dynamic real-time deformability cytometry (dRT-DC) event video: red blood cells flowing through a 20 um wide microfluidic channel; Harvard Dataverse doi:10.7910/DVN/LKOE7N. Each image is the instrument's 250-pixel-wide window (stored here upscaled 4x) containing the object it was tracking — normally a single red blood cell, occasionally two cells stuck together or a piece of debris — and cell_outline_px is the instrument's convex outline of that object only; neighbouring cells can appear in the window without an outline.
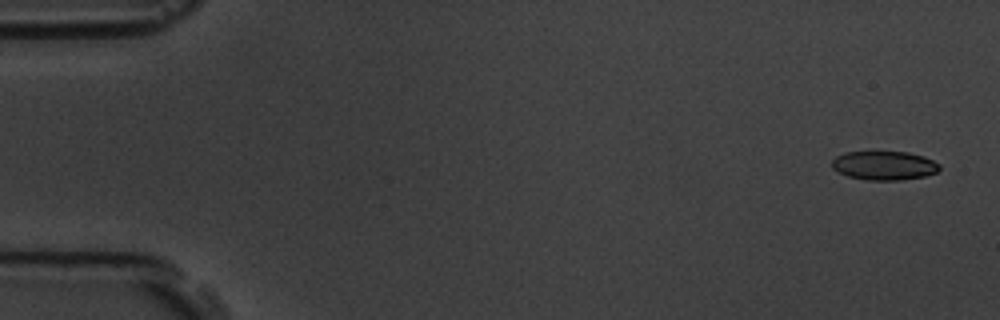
{"species": "common noctule bat (a hibernating species)", "species_latin": "Nyctalus noctula", "temperature_condition": "room temperature", "stored_images_in_passage": 15, "camera_frame_rate_fps": 3000, "um_per_image_px": 0.085, "animal": {"sex": "male", "body_mass_g": 19.5, "forearm_length_mm": 54.6}, "frame": {"image": 1, "passage_image": 1, "time_ms": 0.0, "image_size_px": [1000, 320], "cell_outline_px": [[940, 168], [936, 172], [924, 176], [900, 180], [868, 180], [848, 176], [832, 168], [832, 160], [836, 156], [844, 152], [908, 152], [924, 156], [940, 164]], "centroid_in_image_um": [75.16, 14.06], "position_along_channel_um": 9.8, "area_um2": 18.03}}
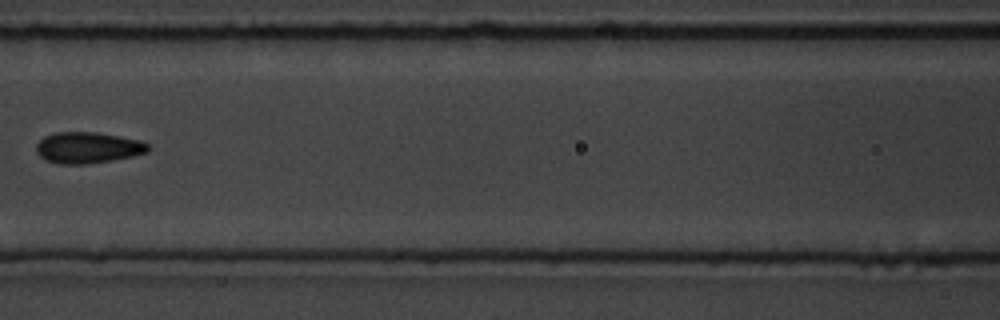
{"frame": {"image": 2, "passage_image": 7, "time_ms": 8.0, "image_size_px": [1000, 320], "cell_outline_px": [[148, 152], [132, 156], [112, 160], [88, 164], [60, 164], [44, 160], [36, 152], [36, 144], [44, 136], [56, 132], [96, 132], [120, 136], [140, 140], [148, 144]], "centroid_in_image_um": [7.44, 12.55], "position_along_channel_um": 159.2, "area_um2": 20.4}}
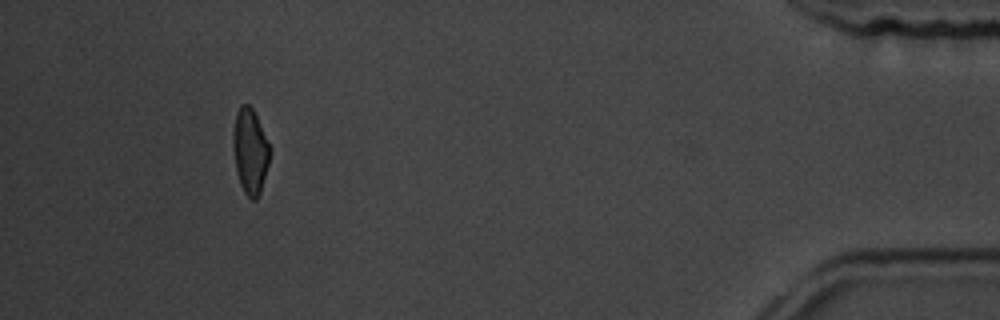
{"frame": {"image": 3, "passage_image": 14, "time_ms": 17.0, "image_size_px": [1000, 320], "cell_outline_px": [[272, 148], [268, 164], [260, 192], [256, 200], [252, 200], [244, 192], [240, 184], [236, 172], [232, 144], [232, 132], [236, 112], [240, 104], [248, 104], [252, 108]], "centroid_in_image_um": [21.25, 12.83], "position_along_channel_um": 414.0, "area_um2": 18.5}, "authors_computed_cell_mechanics": {"area_um2": 19.1896, "velocity_mm_per_s": 3.5638, "shape_relaxation_time_tau1_ms": 3.0287, "shape_relaxation_time_tau2_ms": 2.3869, "deformation_change_tau1": 0.1297, "deformation_change_tau2": 0.0943}}